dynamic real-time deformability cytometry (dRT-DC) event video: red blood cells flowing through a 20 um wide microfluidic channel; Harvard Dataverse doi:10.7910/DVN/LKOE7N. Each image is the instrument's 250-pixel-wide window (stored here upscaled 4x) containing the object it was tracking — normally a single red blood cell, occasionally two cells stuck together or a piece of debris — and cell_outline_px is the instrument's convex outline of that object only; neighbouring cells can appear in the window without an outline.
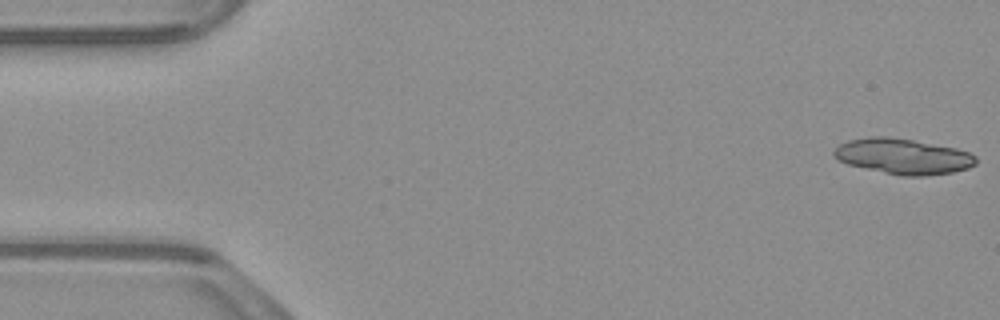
{"species": "common noctule bat (a hibernating species)", "species_latin": "Nyctalus noctula", "temperature_condition": "warm", "stored_images_in_passage": 52, "segment_of_instrument_passage": [1, 2], "camera_frame_rate_fps": 3000, "um_per_image_px": 0.085, "animal": {"sex": "male", "body_mass_g": 23.1, "forearm_length_mm": 52.7}, "frame": {"image": 1, "passage_image": 1, "time_ms": 0.0, "image_size_px": [1000, 320], "cell_outline_px": [[976, 164], [968, 168], [952, 172], [924, 176], [900, 176], [848, 164], [832, 156], [832, 152], [840, 144], [848, 140], [872, 136], [888, 136], [912, 140], [956, 148], [968, 152], [976, 156]], "centroid_in_image_um": [76.75, 13.29], "position_along_channel_um": 8.2, "area_um2": 29.3}}